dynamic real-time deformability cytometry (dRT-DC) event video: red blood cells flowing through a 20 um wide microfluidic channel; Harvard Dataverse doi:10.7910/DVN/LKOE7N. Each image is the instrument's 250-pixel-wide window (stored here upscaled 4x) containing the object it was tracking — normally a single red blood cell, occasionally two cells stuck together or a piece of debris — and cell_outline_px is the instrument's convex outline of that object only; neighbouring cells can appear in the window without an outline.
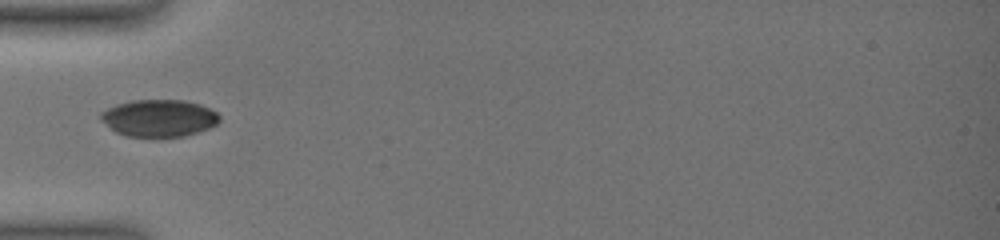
{"species": "common noctule bat (a hibernating species)", "species_latin": "Nyctalus noctula", "temperature_condition": "warm", "stored_images_in_passage": 36, "camera_frame_rate_fps": 3000, "um_per_image_px": 0.085, "animal": {"sex": "female", "body_mass_g": 19.0, "forearm_length_mm": 51.5}, "frame": {"image": 1, "passage_image": 1, "time_ms": 0.0, "image_size_px": [1000, 240], "cell_outline_px": [[220, 120], [216, 124], [208, 128], [184, 136], [124, 136], [116, 132], [100, 120], [100, 112], [116, 104], [132, 100], [184, 100], [200, 104], [216, 112], [220, 116]], "centroid_in_image_um": [13.49, 10.03], "position_along_channel_um": 71.5, "area_um2": 25.55}}
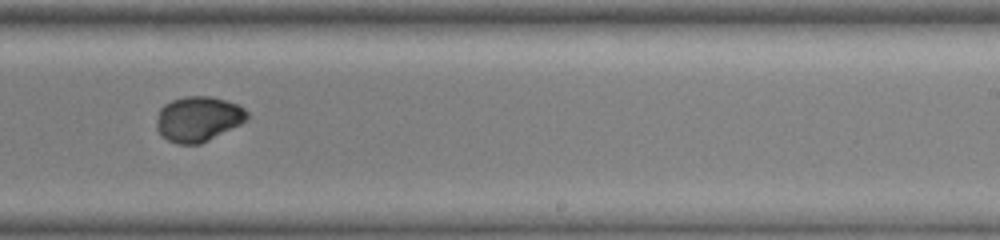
{"frame": {"image": 2, "passage_image": 17, "time_ms": 5.0, "image_size_px": [1000, 240], "cell_outline_px": [[248, 120], [200, 144], [176, 144], [160, 136], [156, 128], [156, 120], [160, 108], [164, 104], [172, 100], [184, 96], [212, 96], [236, 104], [244, 108], [248, 112]], "centroid_in_image_um": [16.82, 10.11], "position_along_channel_um": 272.2, "area_um2": 23.93}}
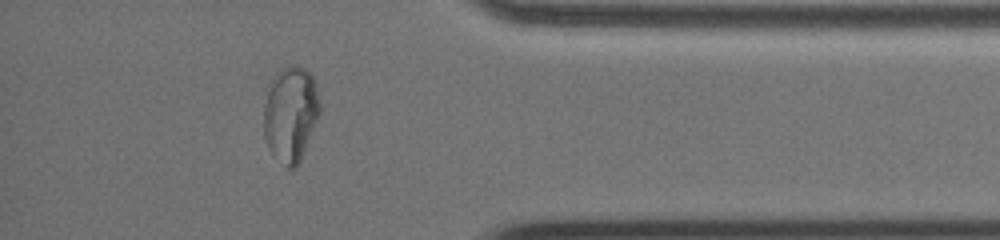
{"frame": {"image": 3, "passage_image": 30, "time_ms": 8.667, "image_size_px": [1000, 240], "cell_outline_px": [[320, 112], [300, 164], [296, 168], [288, 168], [268, 148], [264, 136], [264, 104], [272, 76], [280, 68], [288, 64], [292, 64], [304, 68], [312, 72], [316, 80], [320, 104]], "centroid_in_image_um": [24.72, 9.63], "position_along_channel_um": 410.5, "area_um2": 31.73}}